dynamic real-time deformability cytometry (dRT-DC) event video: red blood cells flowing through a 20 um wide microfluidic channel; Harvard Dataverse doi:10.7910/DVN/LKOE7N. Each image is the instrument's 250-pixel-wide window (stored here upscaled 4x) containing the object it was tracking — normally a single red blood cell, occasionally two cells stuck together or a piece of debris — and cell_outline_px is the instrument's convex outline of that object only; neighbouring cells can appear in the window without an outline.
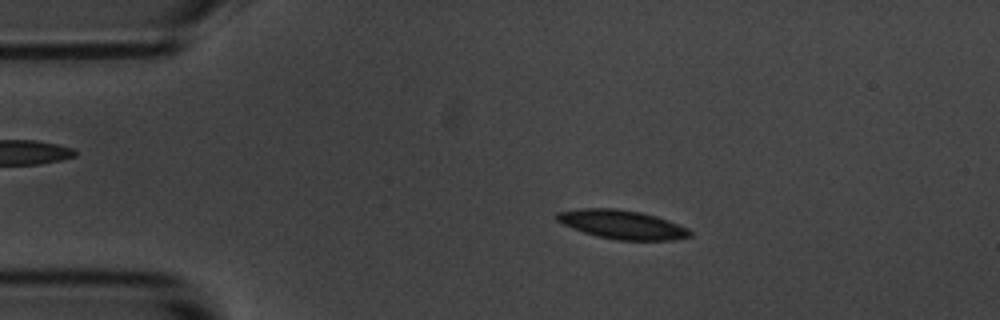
{"species": "common noctule bat (a hibernating species)", "species_latin": "Nyctalus noctula", "temperature_condition": "room temperature", "stored_images_in_passage": 56, "camera_frame_rate_fps": 3000, "um_per_image_px": 0.085, "animal": {"sex": "male", "body_mass_g": 20.1, "forearm_length_mm": 53.5}, "frame": {"image": 1, "passage_image": 9, "time_ms": 2.667, "image_size_px": [1000, 320], "cell_outline_px": [[692, 236], [672, 240], [616, 240], [596, 236], [572, 228], [556, 220], [556, 212], [580, 208], [616, 208], [640, 212], [656, 216], [668, 220], [688, 228], [692, 232]], "centroid_in_image_um": [52.88, 19.08], "position_along_channel_um": 32.1, "area_um2": 22.43}}
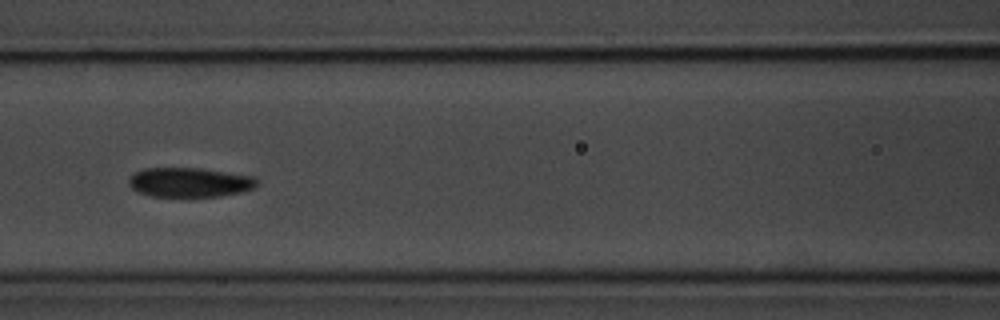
{"frame": {"image": 2, "passage_image": 23, "time_ms": 7.333, "image_size_px": [1000, 320], "cell_outline_px": [[260, 184], [256, 188], [240, 192], [220, 196], [152, 196], [136, 192], [128, 184], [128, 180], [136, 172], [144, 168], [200, 168], [252, 176]], "centroid_in_image_um": [16.12, 15.5], "position_along_channel_um": 150.5, "area_um2": 21.96}}
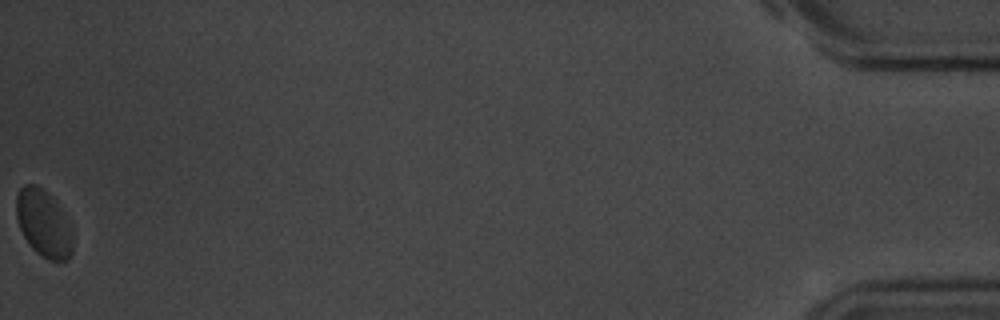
{"frame": {"image": 3, "passage_image": 56, "time_ms": 18.333, "image_size_px": [1000, 320], "cell_outline_px": [[72, 252], [68, 260], [48, 260], [36, 252], [32, 248], [24, 236], [20, 228], [16, 216], [16, 196], [20, 188], [24, 184], [36, 184], [48, 192], [56, 200], [72, 228]], "centroid_in_image_um": [3.71, 18.96], "position_along_channel_um": 431.5, "area_um2": 22.25}, "authors_computed_cell_mechanics": {"area_um2": 21.964, "velocity_mm_per_s": 3.4596, "shape_relaxation_time_tau1_ms": 3.1264, "shape_relaxation_time_tau2_ms": 2.9557, "deformation_change_tau1": 0.0911, "deformation_change_tau2": 0.0665}}